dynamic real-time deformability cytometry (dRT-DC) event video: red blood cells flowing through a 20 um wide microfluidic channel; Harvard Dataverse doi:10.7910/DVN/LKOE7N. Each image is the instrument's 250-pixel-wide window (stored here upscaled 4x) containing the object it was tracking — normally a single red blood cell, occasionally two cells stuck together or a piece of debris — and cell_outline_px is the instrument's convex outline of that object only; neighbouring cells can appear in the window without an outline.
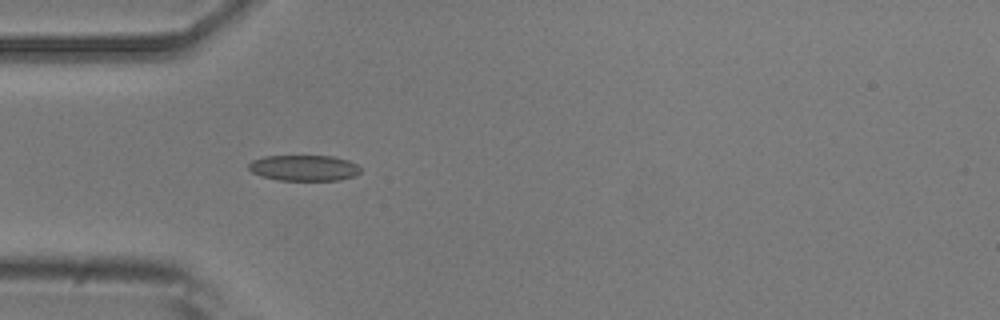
{"species": "common noctule bat (a hibernating species)", "species_latin": "Nyctalus noctula", "temperature_condition": "room temperature", "stored_images_in_passage": 4, "camera_frame_rate_fps": 3000, "um_per_image_px": 0.085, "animal": {"sex": "male", "body_mass_g": 20.5, "forearm_length_mm": 52.5}, "frame": {"image": 1, "passage_image": 4, "time_ms": 4.333, "image_size_px": [1000, 320], "cell_outline_px": [[360, 172], [352, 176], [340, 180], [280, 180], [260, 176], [252, 172], [248, 168], [248, 164], [252, 160], [264, 156], [332, 156], [348, 160], [356, 164], [360, 168]], "centroid_in_image_um": [25.81, 14.27], "position_along_channel_um": 59.2, "area_um2": 16.76}}